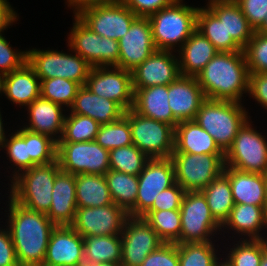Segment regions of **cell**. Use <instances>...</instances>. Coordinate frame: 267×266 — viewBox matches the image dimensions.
Returning a JSON list of instances; mask_svg holds the SVG:
<instances>
[{
	"instance_id": "obj_1",
	"label": "cell",
	"mask_w": 267,
	"mask_h": 266,
	"mask_svg": "<svg viewBox=\"0 0 267 266\" xmlns=\"http://www.w3.org/2000/svg\"><path fill=\"white\" fill-rule=\"evenodd\" d=\"M8 197L7 229L18 263L20 266H42L56 225L46 213L30 210Z\"/></svg>"
},
{
	"instance_id": "obj_2",
	"label": "cell",
	"mask_w": 267,
	"mask_h": 266,
	"mask_svg": "<svg viewBox=\"0 0 267 266\" xmlns=\"http://www.w3.org/2000/svg\"><path fill=\"white\" fill-rule=\"evenodd\" d=\"M205 98L242 102L249 72L243 51L218 52L196 76Z\"/></svg>"
},
{
	"instance_id": "obj_3",
	"label": "cell",
	"mask_w": 267,
	"mask_h": 266,
	"mask_svg": "<svg viewBox=\"0 0 267 266\" xmlns=\"http://www.w3.org/2000/svg\"><path fill=\"white\" fill-rule=\"evenodd\" d=\"M198 9L186 5L183 0H176L172 5L150 15L148 18L156 49L176 53L175 47L180 48L196 30Z\"/></svg>"
},
{
	"instance_id": "obj_4",
	"label": "cell",
	"mask_w": 267,
	"mask_h": 266,
	"mask_svg": "<svg viewBox=\"0 0 267 266\" xmlns=\"http://www.w3.org/2000/svg\"><path fill=\"white\" fill-rule=\"evenodd\" d=\"M242 104L206 98L194 119L214 138L224 153L232 146L239 129L250 118Z\"/></svg>"
},
{
	"instance_id": "obj_5",
	"label": "cell",
	"mask_w": 267,
	"mask_h": 266,
	"mask_svg": "<svg viewBox=\"0 0 267 266\" xmlns=\"http://www.w3.org/2000/svg\"><path fill=\"white\" fill-rule=\"evenodd\" d=\"M58 161L35 165L19 173L11 181L9 196L24 207L47 213L52 202V190L57 172Z\"/></svg>"
},
{
	"instance_id": "obj_6",
	"label": "cell",
	"mask_w": 267,
	"mask_h": 266,
	"mask_svg": "<svg viewBox=\"0 0 267 266\" xmlns=\"http://www.w3.org/2000/svg\"><path fill=\"white\" fill-rule=\"evenodd\" d=\"M68 47L72 54L64 53L63 50L29 49L27 63L40 80L59 77L84 86L92 67L79 54L73 52L69 45Z\"/></svg>"
},
{
	"instance_id": "obj_7",
	"label": "cell",
	"mask_w": 267,
	"mask_h": 266,
	"mask_svg": "<svg viewBox=\"0 0 267 266\" xmlns=\"http://www.w3.org/2000/svg\"><path fill=\"white\" fill-rule=\"evenodd\" d=\"M175 182L185 191H202L225 167V154H190L173 152Z\"/></svg>"
},
{
	"instance_id": "obj_8",
	"label": "cell",
	"mask_w": 267,
	"mask_h": 266,
	"mask_svg": "<svg viewBox=\"0 0 267 266\" xmlns=\"http://www.w3.org/2000/svg\"><path fill=\"white\" fill-rule=\"evenodd\" d=\"M180 214L181 234L176 244L212 242L215 233L223 231L201 191L185 192Z\"/></svg>"
},
{
	"instance_id": "obj_9",
	"label": "cell",
	"mask_w": 267,
	"mask_h": 266,
	"mask_svg": "<svg viewBox=\"0 0 267 266\" xmlns=\"http://www.w3.org/2000/svg\"><path fill=\"white\" fill-rule=\"evenodd\" d=\"M250 118L239 129L225 153V166L244 172L267 174L266 136L253 128Z\"/></svg>"
},
{
	"instance_id": "obj_10",
	"label": "cell",
	"mask_w": 267,
	"mask_h": 266,
	"mask_svg": "<svg viewBox=\"0 0 267 266\" xmlns=\"http://www.w3.org/2000/svg\"><path fill=\"white\" fill-rule=\"evenodd\" d=\"M68 45L91 67L117 66L119 61V42L102 37L90 29L76 14Z\"/></svg>"
},
{
	"instance_id": "obj_11",
	"label": "cell",
	"mask_w": 267,
	"mask_h": 266,
	"mask_svg": "<svg viewBox=\"0 0 267 266\" xmlns=\"http://www.w3.org/2000/svg\"><path fill=\"white\" fill-rule=\"evenodd\" d=\"M56 160L62 171L73 175H105L110 170L109 150L104 149L95 140L57 142Z\"/></svg>"
},
{
	"instance_id": "obj_12",
	"label": "cell",
	"mask_w": 267,
	"mask_h": 266,
	"mask_svg": "<svg viewBox=\"0 0 267 266\" xmlns=\"http://www.w3.org/2000/svg\"><path fill=\"white\" fill-rule=\"evenodd\" d=\"M133 144L150 159L171 158L174 151L175 128L167 123L143 117L129 110Z\"/></svg>"
},
{
	"instance_id": "obj_13",
	"label": "cell",
	"mask_w": 267,
	"mask_h": 266,
	"mask_svg": "<svg viewBox=\"0 0 267 266\" xmlns=\"http://www.w3.org/2000/svg\"><path fill=\"white\" fill-rule=\"evenodd\" d=\"M175 169L171 158L150 159L138 175V192L135 206L129 216H142L156 196L175 184Z\"/></svg>"
},
{
	"instance_id": "obj_14",
	"label": "cell",
	"mask_w": 267,
	"mask_h": 266,
	"mask_svg": "<svg viewBox=\"0 0 267 266\" xmlns=\"http://www.w3.org/2000/svg\"><path fill=\"white\" fill-rule=\"evenodd\" d=\"M85 86L99 97L113 100L125 112L133 108L132 73L116 66L92 67Z\"/></svg>"
},
{
	"instance_id": "obj_15",
	"label": "cell",
	"mask_w": 267,
	"mask_h": 266,
	"mask_svg": "<svg viewBox=\"0 0 267 266\" xmlns=\"http://www.w3.org/2000/svg\"><path fill=\"white\" fill-rule=\"evenodd\" d=\"M76 15L98 35L116 41L128 32L137 18L123 2L89 6Z\"/></svg>"
},
{
	"instance_id": "obj_16",
	"label": "cell",
	"mask_w": 267,
	"mask_h": 266,
	"mask_svg": "<svg viewBox=\"0 0 267 266\" xmlns=\"http://www.w3.org/2000/svg\"><path fill=\"white\" fill-rule=\"evenodd\" d=\"M121 235V266H139L164 242L141 216H128Z\"/></svg>"
},
{
	"instance_id": "obj_17",
	"label": "cell",
	"mask_w": 267,
	"mask_h": 266,
	"mask_svg": "<svg viewBox=\"0 0 267 266\" xmlns=\"http://www.w3.org/2000/svg\"><path fill=\"white\" fill-rule=\"evenodd\" d=\"M128 216V213L115 203L77 208L70 226L82 237L120 235Z\"/></svg>"
},
{
	"instance_id": "obj_18",
	"label": "cell",
	"mask_w": 267,
	"mask_h": 266,
	"mask_svg": "<svg viewBox=\"0 0 267 266\" xmlns=\"http://www.w3.org/2000/svg\"><path fill=\"white\" fill-rule=\"evenodd\" d=\"M118 42L119 61L116 67L130 72L157 50L148 17H137Z\"/></svg>"
},
{
	"instance_id": "obj_19",
	"label": "cell",
	"mask_w": 267,
	"mask_h": 266,
	"mask_svg": "<svg viewBox=\"0 0 267 266\" xmlns=\"http://www.w3.org/2000/svg\"><path fill=\"white\" fill-rule=\"evenodd\" d=\"M171 50H156L132 73L133 89L169 85L180 75L178 56Z\"/></svg>"
},
{
	"instance_id": "obj_20",
	"label": "cell",
	"mask_w": 267,
	"mask_h": 266,
	"mask_svg": "<svg viewBox=\"0 0 267 266\" xmlns=\"http://www.w3.org/2000/svg\"><path fill=\"white\" fill-rule=\"evenodd\" d=\"M42 266H84L83 237L71 226H56Z\"/></svg>"
},
{
	"instance_id": "obj_21",
	"label": "cell",
	"mask_w": 267,
	"mask_h": 266,
	"mask_svg": "<svg viewBox=\"0 0 267 266\" xmlns=\"http://www.w3.org/2000/svg\"><path fill=\"white\" fill-rule=\"evenodd\" d=\"M201 86L194 76L180 75L168 85V102L178 122L194 120L205 100Z\"/></svg>"
},
{
	"instance_id": "obj_22",
	"label": "cell",
	"mask_w": 267,
	"mask_h": 266,
	"mask_svg": "<svg viewBox=\"0 0 267 266\" xmlns=\"http://www.w3.org/2000/svg\"><path fill=\"white\" fill-rule=\"evenodd\" d=\"M27 108L28 123L26 124L28 125L24 124L22 127L31 132L48 135L58 142L62 137L65 123V108L41 96Z\"/></svg>"
},
{
	"instance_id": "obj_23",
	"label": "cell",
	"mask_w": 267,
	"mask_h": 266,
	"mask_svg": "<svg viewBox=\"0 0 267 266\" xmlns=\"http://www.w3.org/2000/svg\"><path fill=\"white\" fill-rule=\"evenodd\" d=\"M77 211L75 175L57 172L52 190V202L46 215L56 226H70Z\"/></svg>"
},
{
	"instance_id": "obj_24",
	"label": "cell",
	"mask_w": 267,
	"mask_h": 266,
	"mask_svg": "<svg viewBox=\"0 0 267 266\" xmlns=\"http://www.w3.org/2000/svg\"><path fill=\"white\" fill-rule=\"evenodd\" d=\"M41 80L26 62L21 68L2 76L1 93L23 108L40 97Z\"/></svg>"
},
{
	"instance_id": "obj_25",
	"label": "cell",
	"mask_w": 267,
	"mask_h": 266,
	"mask_svg": "<svg viewBox=\"0 0 267 266\" xmlns=\"http://www.w3.org/2000/svg\"><path fill=\"white\" fill-rule=\"evenodd\" d=\"M133 110L139 115L167 123L174 128L179 123L173 116L168 102V85H155L133 89Z\"/></svg>"
},
{
	"instance_id": "obj_26",
	"label": "cell",
	"mask_w": 267,
	"mask_h": 266,
	"mask_svg": "<svg viewBox=\"0 0 267 266\" xmlns=\"http://www.w3.org/2000/svg\"><path fill=\"white\" fill-rule=\"evenodd\" d=\"M228 177L234 204H251L265 207L266 175L244 172L231 167H224Z\"/></svg>"
},
{
	"instance_id": "obj_27",
	"label": "cell",
	"mask_w": 267,
	"mask_h": 266,
	"mask_svg": "<svg viewBox=\"0 0 267 266\" xmlns=\"http://www.w3.org/2000/svg\"><path fill=\"white\" fill-rule=\"evenodd\" d=\"M176 52L181 75L194 77L218 53L214 45L197 29Z\"/></svg>"
},
{
	"instance_id": "obj_28",
	"label": "cell",
	"mask_w": 267,
	"mask_h": 266,
	"mask_svg": "<svg viewBox=\"0 0 267 266\" xmlns=\"http://www.w3.org/2000/svg\"><path fill=\"white\" fill-rule=\"evenodd\" d=\"M69 109V112L88 116L100 125L115 122L125 113L116 102L97 96L85 85L78 89L74 103Z\"/></svg>"
},
{
	"instance_id": "obj_29",
	"label": "cell",
	"mask_w": 267,
	"mask_h": 266,
	"mask_svg": "<svg viewBox=\"0 0 267 266\" xmlns=\"http://www.w3.org/2000/svg\"><path fill=\"white\" fill-rule=\"evenodd\" d=\"M223 230L233 231L245 239H259L262 230L267 228V214L265 207L251 204H235L229 218L221 226ZM264 228V229H263ZM241 235V236H240Z\"/></svg>"
},
{
	"instance_id": "obj_30",
	"label": "cell",
	"mask_w": 267,
	"mask_h": 266,
	"mask_svg": "<svg viewBox=\"0 0 267 266\" xmlns=\"http://www.w3.org/2000/svg\"><path fill=\"white\" fill-rule=\"evenodd\" d=\"M190 154H225L214 138L195 120L179 122L175 128L174 151Z\"/></svg>"
},
{
	"instance_id": "obj_31",
	"label": "cell",
	"mask_w": 267,
	"mask_h": 266,
	"mask_svg": "<svg viewBox=\"0 0 267 266\" xmlns=\"http://www.w3.org/2000/svg\"><path fill=\"white\" fill-rule=\"evenodd\" d=\"M206 6L223 21L227 34L243 49L253 37L255 29L235 0H208Z\"/></svg>"
},
{
	"instance_id": "obj_32",
	"label": "cell",
	"mask_w": 267,
	"mask_h": 266,
	"mask_svg": "<svg viewBox=\"0 0 267 266\" xmlns=\"http://www.w3.org/2000/svg\"><path fill=\"white\" fill-rule=\"evenodd\" d=\"M77 208L100 207L113 203L105 175H75Z\"/></svg>"
},
{
	"instance_id": "obj_33",
	"label": "cell",
	"mask_w": 267,
	"mask_h": 266,
	"mask_svg": "<svg viewBox=\"0 0 267 266\" xmlns=\"http://www.w3.org/2000/svg\"><path fill=\"white\" fill-rule=\"evenodd\" d=\"M216 48L218 52H237L243 49L228 35L223 21L207 7H199L197 12V27Z\"/></svg>"
},
{
	"instance_id": "obj_34",
	"label": "cell",
	"mask_w": 267,
	"mask_h": 266,
	"mask_svg": "<svg viewBox=\"0 0 267 266\" xmlns=\"http://www.w3.org/2000/svg\"><path fill=\"white\" fill-rule=\"evenodd\" d=\"M84 240V265L102 262L121 263V235L86 236Z\"/></svg>"
},
{
	"instance_id": "obj_35",
	"label": "cell",
	"mask_w": 267,
	"mask_h": 266,
	"mask_svg": "<svg viewBox=\"0 0 267 266\" xmlns=\"http://www.w3.org/2000/svg\"><path fill=\"white\" fill-rule=\"evenodd\" d=\"M201 192L206 198L212 216L222 226L235 205L228 177L222 173Z\"/></svg>"
},
{
	"instance_id": "obj_36",
	"label": "cell",
	"mask_w": 267,
	"mask_h": 266,
	"mask_svg": "<svg viewBox=\"0 0 267 266\" xmlns=\"http://www.w3.org/2000/svg\"><path fill=\"white\" fill-rule=\"evenodd\" d=\"M113 203L127 213L135 206L138 192V176L109 170L105 173Z\"/></svg>"
},
{
	"instance_id": "obj_37",
	"label": "cell",
	"mask_w": 267,
	"mask_h": 266,
	"mask_svg": "<svg viewBox=\"0 0 267 266\" xmlns=\"http://www.w3.org/2000/svg\"><path fill=\"white\" fill-rule=\"evenodd\" d=\"M143 217L164 243H176L181 234L180 209L147 210Z\"/></svg>"
},
{
	"instance_id": "obj_38",
	"label": "cell",
	"mask_w": 267,
	"mask_h": 266,
	"mask_svg": "<svg viewBox=\"0 0 267 266\" xmlns=\"http://www.w3.org/2000/svg\"><path fill=\"white\" fill-rule=\"evenodd\" d=\"M150 158L134 144L109 150L110 169L138 176Z\"/></svg>"
},
{
	"instance_id": "obj_39",
	"label": "cell",
	"mask_w": 267,
	"mask_h": 266,
	"mask_svg": "<svg viewBox=\"0 0 267 266\" xmlns=\"http://www.w3.org/2000/svg\"><path fill=\"white\" fill-rule=\"evenodd\" d=\"M95 141L107 150L133 144L129 110L119 120L100 125Z\"/></svg>"
},
{
	"instance_id": "obj_40",
	"label": "cell",
	"mask_w": 267,
	"mask_h": 266,
	"mask_svg": "<svg viewBox=\"0 0 267 266\" xmlns=\"http://www.w3.org/2000/svg\"><path fill=\"white\" fill-rule=\"evenodd\" d=\"M99 127L100 124L94 119L70 112L66 114L62 137L58 142L94 141Z\"/></svg>"
},
{
	"instance_id": "obj_41",
	"label": "cell",
	"mask_w": 267,
	"mask_h": 266,
	"mask_svg": "<svg viewBox=\"0 0 267 266\" xmlns=\"http://www.w3.org/2000/svg\"><path fill=\"white\" fill-rule=\"evenodd\" d=\"M214 246L213 241L178 244L179 266H215L220 257Z\"/></svg>"
},
{
	"instance_id": "obj_42",
	"label": "cell",
	"mask_w": 267,
	"mask_h": 266,
	"mask_svg": "<svg viewBox=\"0 0 267 266\" xmlns=\"http://www.w3.org/2000/svg\"><path fill=\"white\" fill-rule=\"evenodd\" d=\"M81 87L76 81L64 78H51L41 80L40 96L54 103L67 107L73 105L78 89ZM69 107V108H68Z\"/></svg>"
},
{
	"instance_id": "obj_43",
	"label": "cell",
	"mask_w": 267,
	"mask_h": 266,
	"mask_svg": "<svg viewBox=\"0 0 267 266\" xmlns=\"http://www.w3.org/2000/svg\"><path fill=\"white\" fill-rule=\"evenodd\" d=\"M30 168L56 161L57 142L50 136L25 129Z\"/></svg>"
},
{
	"instance_id": "obj_44",
	"label": "cell",
	"mask_w": 267,
	"mask_h": 266,
	"mask_svg": "<svg viewBox=\"0 0 267 266\" xmlns=\"http://www.w3.org/2000/svg\"><path fill=\"white\" fill-rule=\"evenodd\" d=\"M235 242L225 255L232 266H260L264 250L259 239L240 238Z\"/></svg>"
},
{
	"instance_id": "obj_45",
	"label": "cell",
	"mask_w": 267,
	"mask_h": 266,
	"mask_svg": "<svg viewBox=\"0 0 267 266\" xmlns=\"http://www.w3.org/2000/svg\"><path fill=\"white\" fill-rule=\"evenodd\" d=\"M2 148L6 151L13 168L16 167L12 171L11 179L19 173L30 169V156H28L27 144L25 143V128H19L9 138H6Z\"/></svg>"
},
{
	"instance_id": "obj_46",
	"label": "cell",
	"mask_w": 267,
	"mask_h": 266,
	"mask_svg": "<svg viewBox=\"0 0 267 266\" xmlns=\"http://www.w3.org/2000/svg\"><path fill=\"white\" fill-rule=\"evenodd\" d=\"M249 74L267 73V35L254 32L243 48Z\"/></svg>"
},
{
	"instance_id": "obj_47",
	"label": "cell",
	"mask_w": 267,
	"mask_h": 266,
	"mask_svg": "<svg viewBox=\"0 0 267 266\" xmlns=\"http://www.w3.org/2000/svg\"><path fill=\"white\" fill-rule=\"evenodd\" d=\"M0 33V76L21 68L27 62V50L13 49L11 44Z\"/></svg>"
},
{
	"instance_id": "obj_48",
	"label": "cell",
	"mask_w": 267,
	"mask_h": 266,
	"mask_svg": "<svg viewBox=\"0 0 267 266\" xmlns=\"http://www.w3.org/2000/svg\"><path fill=\"white\" fill-rule=\"evenodd\" d=\"M139 266H179L178 244L163 243L151 252Z\"/></svg>"
},
{
	"instance_id": "obj_49",
	"label": "cell",
	"mask_w": 267,
	"mask_h": 266,
	"mask_svg": "<svg viewBox=\"0 0 267 266\" xmlns=\"http://www.w3.org/2000/svg\"><path fill=\"white\" fill-rule=\"evenodd\" d=\"M185 192L178 183H175L170 188L160 192L148 210L180 209Z\"/></svg>"
},
{
	"instance_id": "obj_50",
	"label": "cell",
	"mask_w": 267,
	"mask_h": 266,
	"mask_svg": "<svg viewBox=\"0 0 267 266\" xmlns=\"http://www.w3.org/2000/svg\"><path fill=\"white\" fill-rule=\"evenodd\" d=\"M249 24L256 30L267 16V0H235Z\"/></svg>"
},
{
	"instance_id": "obj_51",
	"label": "cell",
	"mask_w": 267,
	"mask_h": 266,
	"mask_svg": "<svg viewBox=\"0 0 267 266\" xmlns=\"http://www.w3.org/2000/svg\"><path fill=\"white\" fill-rule=\"evenodd\" d=\"M176 0H123V3L137 16L149 17L153 13L172 5Z\"/></svg>"
},
{
	"instance_id": "obj_52",
	"label": "cell",
	"mask_w": 267,
	"mask_h": 266,
	"mask_svg": "<svg viewBox=\"0 0 267 266\" xmlns=\"http://www.w3.org/2000/svg\"><path fill=\"white\" fill-rule=\"evenodd\" d=\"M248 95L267 110V73L249 74Z\"/></svg>"
},
{
	"instance_id": "obj_53",
	"label": "cell",
	"mask_w": 267,
	"mask_h": 266,
	"mask_svg": "<svg viewBox=\"0 0 267 266\" xmlns=\"http://www.w3.org/2000/svg\"><path fill=\"white\" fill-rule=\"evenodd\" d=\"M0 266H20L7 226L0 227Z\"/></svg>"
},
{
	"instance_id": "obj_54",
	"label": "cell",
	"mask_w": 267,
	"mask_h": 266,
	"mask_svg": "<svg viewBox=\"0 0 267 266\" xmlns=\"http://www.w3.org/2000/svg\"><path fill=\"white\" fill-rule=\"evenodd\" d=\"M18 19L19 15L11 7L8 0H0V33L8 29L9 26L12 27L13 23H16Z\"/></svg>"
},
{
	"instance_id": "obj_55",
	"label": "cell",
	"mask_w": 267,
	"mask_h": 266,
	"mask_svg": "<svg viewBox=\"0 0 267 266\" xmlns=\"http://www.w3.org/2000/svg\"><path fill=\"white\" fill-rule=\"evenodd\" d=\"M67 6L74 9L73 13L77 14L83 8L93 5L113 4L123 2V0H66Z\"/></svg>"
},
{
	"instance_id": "obj_56",
	"label": "cell",
	"mask_w": 267,
	"mask_h": 266,
	"mask_svg": "<svg viewBox=\"0 0 267 266\" xmlns=\"http://www.w3.org/2000/svg\"><path fill=\"white\" fill-rule=\"evenodd\" d=\"M2 114H1V111H0V148H2L3 144H4V141L6 140L7 136L5 135L6 134V131L4 129V126H3V121H2Z\"/></svg>"
},
{
	"instance_id": "obj_57",
	"label": "cell",
	"mask_w": 267,
	"mask_h": 266,
	"mask_svg": "<svg viewBox=\"0 0 267 266\" xmlns=\"http://www.w3.org/2000/svg\"><path fill=\"white\" fill-rule=\"evenodd\" d=\"M255 31L267 35V16L263 23Z\"/></svg>"
},
{
	"instance_id": "obj_58",
	"label": "cell",
	"mask_w": 267,
	"mask_h": 266,
	"mask_svg": "<svg viewBox=\"0 0 267 266\" xmlns=\"http://www.w3.org/2000/svg\"><path fill=\"white\" fill-rule=\"evenodd\" d=\"M84 266H121V263H115V262H102L99 264L94 265H84Z\"/></svg>"
},
{
	"instance_id": "obj_59",
	"label": "cell",
	"mask_w": 267,
	"mask_h": 266,
	"mask_svg": "<svg viewBox=\"0 0 267 266\" xmlns=\"http://www.w3.org/2000/svg\"><path fill=\"white\" fill-rule=\"evenodd\" d=\"M222 258H220V260L218 259L217 261H216V264H215V266H232L230 263H229V261H227V259L225 258L224 259V257H223V259L221 260Z\"/></svg>"
},
{
	"instance_id": "obj_60",
	"label": "cell",
	"mask_w": 267,
	"mask_h": 266,
	"mask_svg": "<svg viewBox=\"0 0 267 266\" xmlns=\"http://www.w3.org/2000/svg\"><path fill=\"white\" fill-rule=\"evenodd\" d=\"M259 241L262 244V247H263V250H264V254L267 255V237L265 238V237L262 236V237L259 238Z\"/></svg>"
},
{
	"instance_id": "obj_61",
	"label": "cell",
	"mask_w": 267,
	"mask_h": 266,
	"mask_svg": "<svg viewBox=\"0 0 267 266\" xmlns=\"http://www.w3.org/2000/svg\"><path fill=\"white\" fill-rule=\"evenodd\" d=\"M260 266H267V255L263 254Z\"/></svg>"
},
{
	"instance_id": "obj_62",
	"label": "cell",
	"mask_w": 267,
	"mask_h": 266,
	"mask_svg": "<svg viewBox=\"0 0 267 266\" xmlns=\"http://www.w3.org/2000/svg\"><path fill=\"white\" fill-rule=\"evenodd\" d=\"M265 211L267 214V174H266V199H265Z\"/></svg>"
},
{
	"instance_id": "obj_63",
	"label": "cell",
	"mask_w": 267,
	"mask_h": 266,
	"mask_svg": "<svg viewBox=\"0 0 267 266\" xmlns=\"http://www.w3.org/2000/svg\"><path fill=\"white\" fill-rule=\"evenodd\" d=\"M1 79L2 77L0 76V94H1Z\"/></svg>"
}]
</instances>
